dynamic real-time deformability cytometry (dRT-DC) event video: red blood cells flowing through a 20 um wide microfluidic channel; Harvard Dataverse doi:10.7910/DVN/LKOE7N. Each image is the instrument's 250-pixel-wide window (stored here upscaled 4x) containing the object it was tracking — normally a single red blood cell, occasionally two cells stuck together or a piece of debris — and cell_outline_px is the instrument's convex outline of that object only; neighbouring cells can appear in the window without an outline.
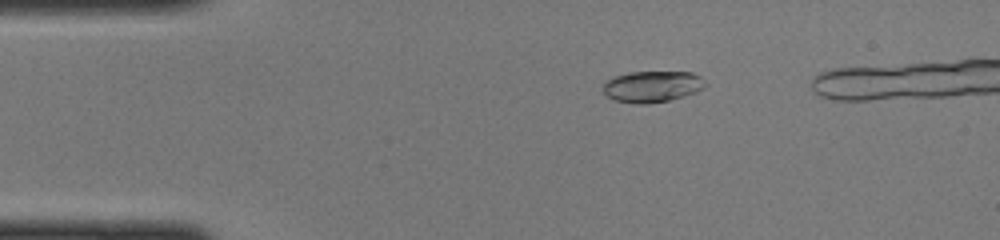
{"species": "common noctule bat (a hibernating species)", "species_latin": "Nyctalus noctula", "temperature_condition": "cold", "stored_images_in_passage": 34, "camera_frame_rate_fps": 3000, "um_per_image_px": 0.085, "animal": {"sex": "female", "body_mass_g": 22.0, "forearm_length_mm": 56.7}, "frame": {"image": 1, "passage_image": 2, "time_ms": 0.333, "image_size_px": [1000, 240], "cell_outline_px": [[708, 84], [704, 88], [696, 92], [684, 96], [668, 100], [644, 104], [636, 104], [616, 100], [608, 96], [604, 92], [604, 80], [612, 76], [628, 72], [692, 72], [700, 76]], "centroid_in_image_um": [55.44, 7.34], "position_along_channel_um": 29.6, "area_um2": 18.73}}
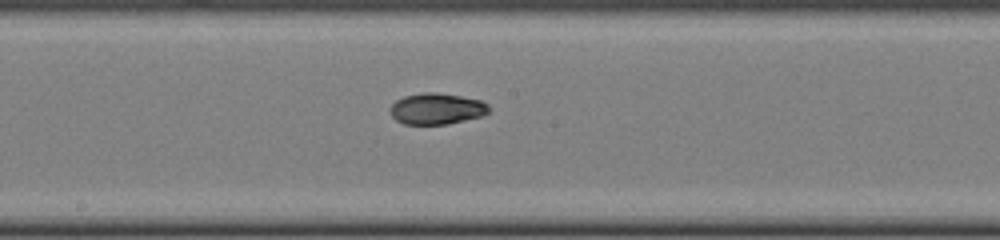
{"frame": {"image": 2, "passage_image": 18, "time_ms": 5.667, "image_size_px": [1000, 240], "cell_outline_px": [[492, 108], [484, 116], [448, 124], [404, 124], [396, 120], [392, 116], [388, 108], [396, 100], [404, 96], [424, 92], [436, 92], [460, 96], [480, 100], [488, 104]], "centroid_in_image_um": [37.13, 9.24], "position_along_channel_um": 211.1, "area_um2": 18.15}}
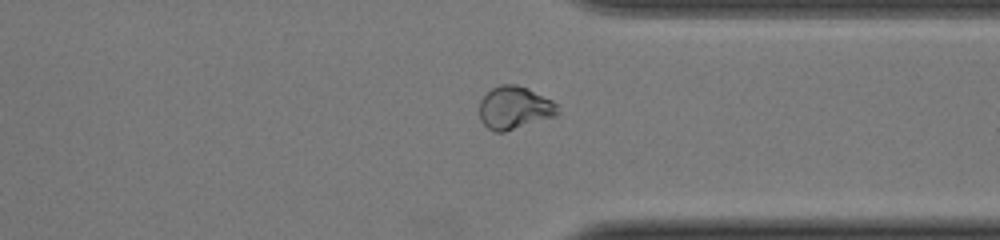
{"frame": {"image": 3, "passage_image": 29, "time_ms": 9.333, "image_size_px": [1000, 240], "cell_outline_px": [[556, 116], [504, 132], [496, 132], [488, 128], [480, 120], [480, 100], [492, 88], [500, 84], [516, 84], [528, 88], [552, 100], [556, 104]], "centroid_in_image_um": [43.71, 9.16], "position_along_channel_um": 367.7, "area_um2": 19.36}}